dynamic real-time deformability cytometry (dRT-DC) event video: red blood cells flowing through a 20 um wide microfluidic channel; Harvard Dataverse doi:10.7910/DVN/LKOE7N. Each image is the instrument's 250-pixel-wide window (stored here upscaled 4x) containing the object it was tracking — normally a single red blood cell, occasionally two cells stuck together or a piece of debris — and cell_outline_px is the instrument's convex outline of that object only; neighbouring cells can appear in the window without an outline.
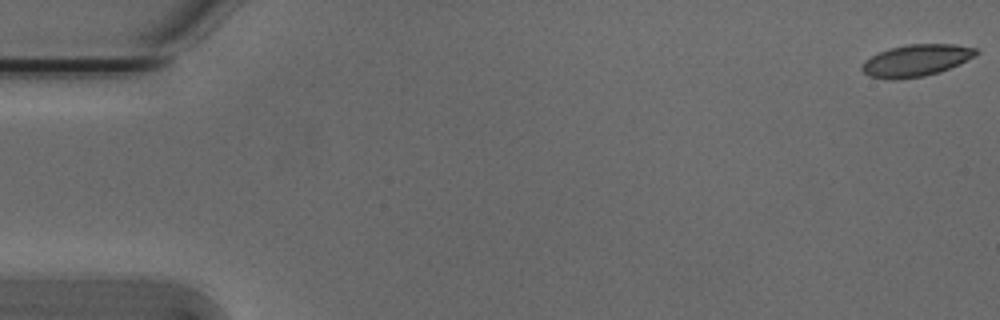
{"species": "Egyptian fruit bat (a non-hibernating species)", "species_latin": "Rousettus aegyptiacus", "temperature_condition": "cold", "stored_images_in_passage": 13, "camera_frame_rate_fps": 3000, "um_per_image_px": 0.085, "animal": {"sex": "male"}, "frame": {"image": 1, "passage_image": 1, "time_ms": 0.0, "image_size_px": [1000, 320], "cell_outline_px": [[980, 52], [976, 56], [960, 64], [940, 72], [924, 76], [892, 80], [868, 76], [860, 68], [864, 60], [888, 48], [908, 44], [956, 44], [976, 48]], "centroid_in_image_um": [77.89, 5.13], "position_along_channel_um": 7.1, "area_um2": 21.39}}